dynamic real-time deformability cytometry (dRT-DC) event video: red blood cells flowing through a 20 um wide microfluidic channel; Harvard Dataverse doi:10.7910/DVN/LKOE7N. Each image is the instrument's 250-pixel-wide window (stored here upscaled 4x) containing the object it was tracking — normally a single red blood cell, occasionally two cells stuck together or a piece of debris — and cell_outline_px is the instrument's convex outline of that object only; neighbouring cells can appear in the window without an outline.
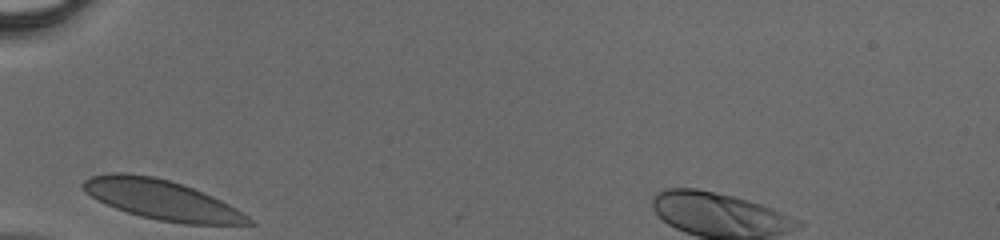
{"species": "human", "species_latin": "Homo sapiens", "temperature_condition": "cold", "stored_images_in_passage": 23, "camera_frame_rate_fps": 3000, "um_per_image_px": 0.085, "donor": {"sex": "male"}, "frame": {"image": 1, "passage_image": 1, "time_ms": 0.0, "image_size_px": [1000, 240], "cell_outline_px": [[256, 224], [184, 224], [160, 220], [140, 216], [116, 208], [96, 200], [80, 184], [84, 180], [92, 176], [112, 172], [124, 172], [152, 176], [168, 180], [192, 188], [212, 196], [228, 204], [248, 216]], "centroid_in_image_um": [13.72, 16.97], "position_along_channel_um": 71.3, "area_um2": 37.74}}
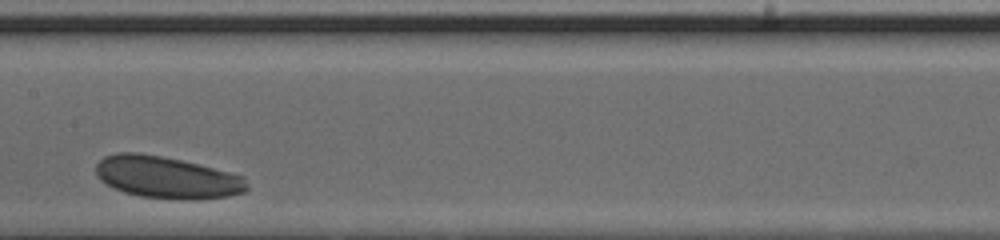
{"frame": {"image": 2, "passage_image": 10, "time_ms": 3.0, "image_size_px": [1000, 240], "cell_outline_px": [[248, 188], [244, 192], [228, 196], [196, 200], [176, 200], [140, 196], [124, 192], [112, 188], [100, 180], [96, 172], [96, 164], [104, 156], [116, 152], [136, 152], [160, 156], [180, 160], [244, 176], [248, 184]], "centroid_in_image_um": [14.16, 15.09], "position_along_channel_um": 193.2, "area_um2": 37.05}}
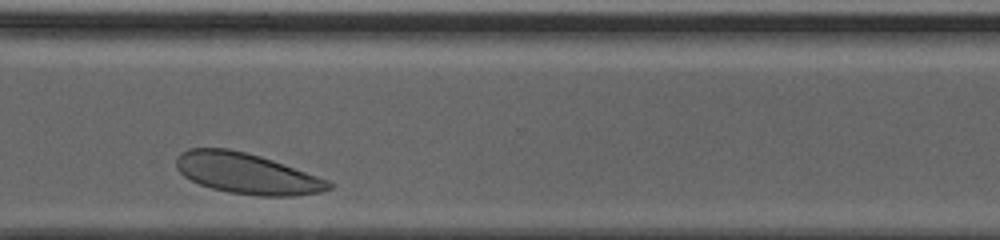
{"frame": {"image": 3, "passage_image": 21, "time_ms": 6.667, "image_size_px": [1000, 240], "cell_outline_px": [[332, 188], [320, 192], [292, 196], [260, 196], [228, 192], [212, 188], [200, 184], [184, 176], [176, 168], [176, 160], [180, 152], [188, 148], [228, 148], [260, 156], [272, 160], [328, 180], [332, 184]], "centroid_in_image_um": [20.95, 14.74], "position_along_channel_um": 349.7, "area_um2": 35.89}}